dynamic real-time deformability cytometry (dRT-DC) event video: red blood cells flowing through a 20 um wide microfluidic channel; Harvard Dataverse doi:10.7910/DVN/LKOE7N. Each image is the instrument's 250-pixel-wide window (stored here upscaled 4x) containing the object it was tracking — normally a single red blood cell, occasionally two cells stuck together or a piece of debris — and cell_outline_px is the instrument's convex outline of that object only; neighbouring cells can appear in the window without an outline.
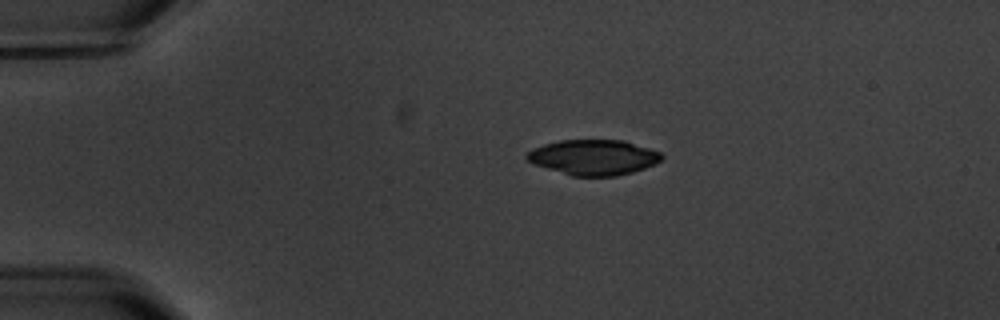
{"species": "common noctule bat (a hibernating species)", "species_latin": "Nyctalus noctula", "temperature_condition": "warm", "stored_images_in_passage": 9, "camera_frame_rate_fps": 3000, "um_per_image_px": 0.085, "animal": {"sex": "male", "body_mass_g": 20.1, "forearm_length_mm": 53.5}, "frame": {"image": 1, "passage_image": 3, "time_ms": 2.333, "image_size_px": [1000, 320], "cell_outline_px": [[664, 156], [656, 164], [632, 172], [616, 176], [572, 176], [532, 164], [524, 156], [532, 148], [544, 144], [560, 140], [624, 140], [660, 152]], "centroid_in_image_um": [50.43, 13.37], "position_along_channel_um": 34.6, "area_um2": 27.8}}